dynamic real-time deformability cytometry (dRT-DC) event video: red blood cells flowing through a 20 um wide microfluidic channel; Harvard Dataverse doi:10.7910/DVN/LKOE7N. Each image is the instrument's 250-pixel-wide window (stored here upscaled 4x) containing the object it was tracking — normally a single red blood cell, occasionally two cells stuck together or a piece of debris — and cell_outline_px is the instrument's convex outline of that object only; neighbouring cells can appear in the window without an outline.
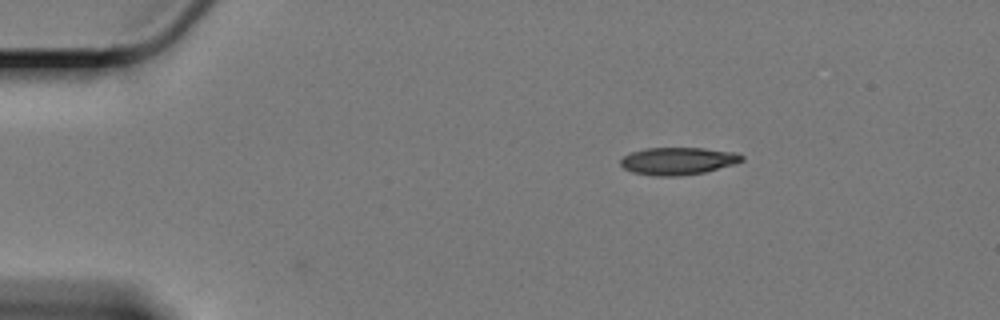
{"species": "Egyptian fruit bat (a non-hibernating species)", "species_latin": "Rousettus aegyptiacus", "temperature_condition": "cold", "stored_images_in_passage": 3, "camera_frame_rate_fps": 3000, "um_per_image_px": 0.085, "animal": {"sex": "female"}, "frame": {"image": 1, "passage_image": 3, "time_ms": 0.667, "image_size_px": [1000, 320], "cell_outline_px": [[744, 160], [736, 164], [704, 172], [676, 176], [652, 176], [632, 172], [624, 168], [620, 164], [620, 160], [624, 156], [632, 152], [648, 148], [704, 148], [736, 152], [744, 156]], "centroid_in_image_um": [57.65, 13.68], "position_along_channel_um": 27.3, "area_um2": 19.42}}